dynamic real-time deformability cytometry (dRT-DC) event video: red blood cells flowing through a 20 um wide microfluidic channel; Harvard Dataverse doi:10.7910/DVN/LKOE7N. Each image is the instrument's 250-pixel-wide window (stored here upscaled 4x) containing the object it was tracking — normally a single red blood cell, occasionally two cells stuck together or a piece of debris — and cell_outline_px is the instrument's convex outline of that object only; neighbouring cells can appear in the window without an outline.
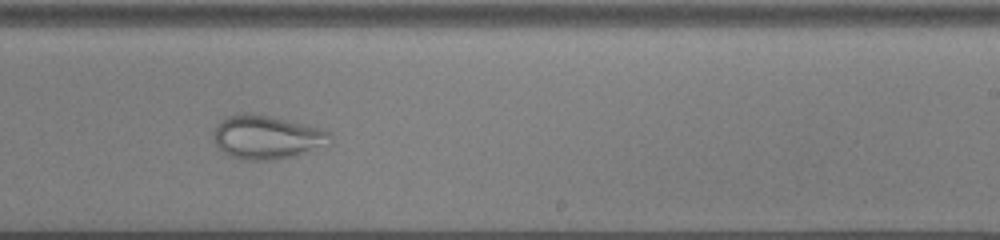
{"species": "common noctule bat (a hibernating species)", "species_latin": "Nyctalus noctula", "temperature_condition": "cold", "stored_images_in_passage": 38, "camera_frame_rate_fps": 3000, "um_per_image_px": 0.085, "animal": {"sex": "male", "body_mass_g": 13.0, "forearm_length_mm": 53.1}, "frame": {"image": 1, "passage_image": 17, "time_ms": 5.333, "image_size_px": [1000, 240], "cell_outline_px": [[332, 136], [328, 144], [296, 156], [272, 160], [244, 160], [228, 156], [216, 144], [212, 136], [212, 132], [220, 120], [224, 116], [244, 112], [272, 116], [320, 128], [332, 132]], "centroid_in_image_um": [22.65, 11.65], "position_along_channel_um": 266.4, "area_um2": 30.0}}
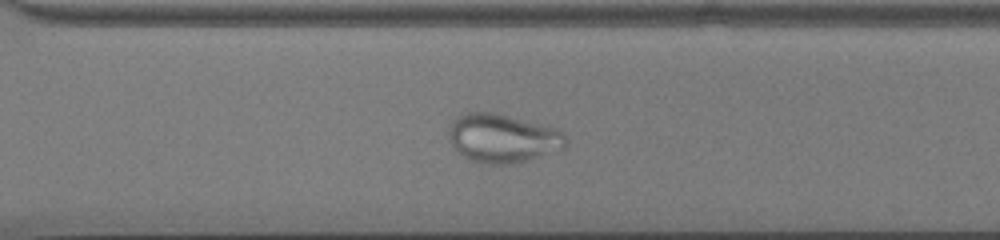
{"frame": {"image": 2, "passage_image": 22, "time_ms": 7.0, "image_size_px": [1000, 240], "cell_outline_px": [[568, 140], [564, 148], [524, 160], [508, 164], [488, 164], [468, 160], [452, 148], [448, 140], [448, 128], [460, 116], [468, 112], [492, 112], [556, 128], [564, 132]], "centroid_in_image_um": [42.69, 11.76], "position_along_channel_um": 327.9, "area_um2": 32.95}}